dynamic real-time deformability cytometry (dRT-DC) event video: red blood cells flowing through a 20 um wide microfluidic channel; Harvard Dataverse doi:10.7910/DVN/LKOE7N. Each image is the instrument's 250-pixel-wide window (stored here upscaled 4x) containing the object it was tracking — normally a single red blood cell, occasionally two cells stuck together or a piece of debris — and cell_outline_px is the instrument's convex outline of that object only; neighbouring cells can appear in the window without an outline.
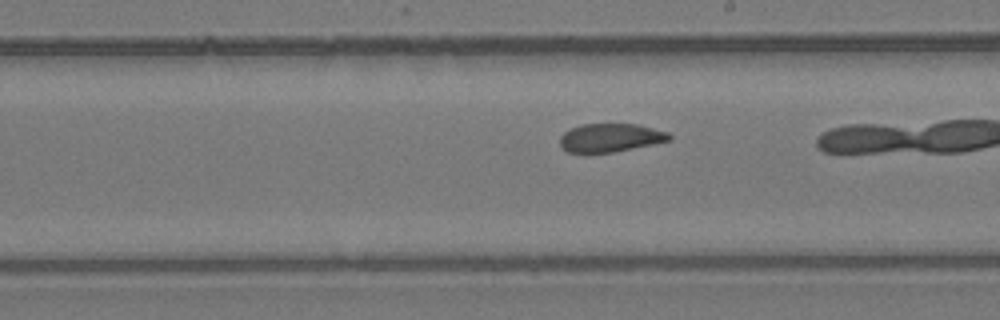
{"species": "common noctule bat (a hibernating species)", "species_latin": "Nyctalus noctula", "temperature_condition": "room temperature", "stored_images_in_passage": 25, "camera_frame_rate_fps": 3000, "um_per_image_px": 0.085, "animal": {"sex": "female", "body_mass_g": 24.6, "forearm_length_mm": 56.2}, "frame": {"image": 1, "passage_image": 22, "time_ms": 7.0, "image_size_px": [1000, 320], "cell_outline_px": [[672, 140], [612, 152], [568, 152], [560, 148], [560, 136], [564, 132], [572, 128], [584, 124], [640, 124], [668, 132], [672, 136]], "centroid_in_image_um": [51.9, 11.7], "position_along_channel_um": 237.1, "area_um2": 18.03}}